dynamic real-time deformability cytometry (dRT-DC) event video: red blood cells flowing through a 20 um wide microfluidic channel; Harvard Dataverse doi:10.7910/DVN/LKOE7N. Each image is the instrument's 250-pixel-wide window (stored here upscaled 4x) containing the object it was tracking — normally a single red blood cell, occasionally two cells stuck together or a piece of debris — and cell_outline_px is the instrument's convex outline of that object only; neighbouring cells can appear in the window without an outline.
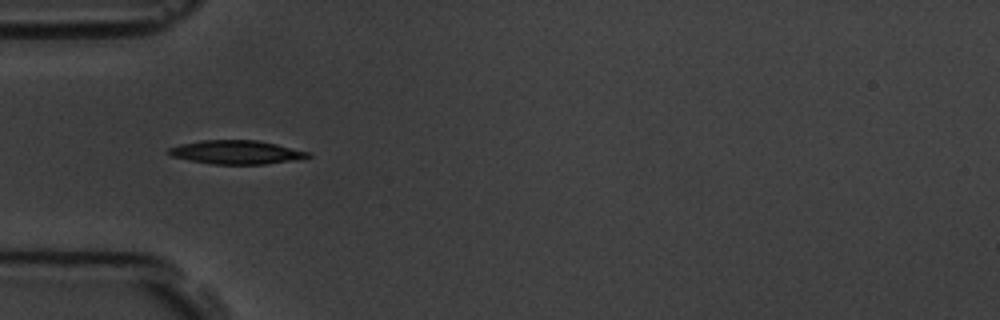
{"species": "common noctule bat (a hibernating species)", "species_latin": "Nyctalus noctula", "temperature_condition": "room temperature", "stored_images_in_passage": 1, "camera_frame_rate_fps": 3000, "um_per_image_px": 0.085, "animal": {"sex": "male", "body_mass_g": 19.5, "forearm_length_mm": 54.6}, "frame": {"image": 1, "passage_image": 1, "time_ms": 0.0, "image_size_px": [1000, 320], "cell_outline_px": [[312, 156], [292, 160], [264, 164], [212, 164], [172, 156], [168, 152], [168, 148], [180, 144], [200, 140], [256, 140], [276, 144], [312, 152]], "centroid_in_image_um": [20.11, 12.93], "position_along_channel_um": 64.9, "area_um2": 19.07}}